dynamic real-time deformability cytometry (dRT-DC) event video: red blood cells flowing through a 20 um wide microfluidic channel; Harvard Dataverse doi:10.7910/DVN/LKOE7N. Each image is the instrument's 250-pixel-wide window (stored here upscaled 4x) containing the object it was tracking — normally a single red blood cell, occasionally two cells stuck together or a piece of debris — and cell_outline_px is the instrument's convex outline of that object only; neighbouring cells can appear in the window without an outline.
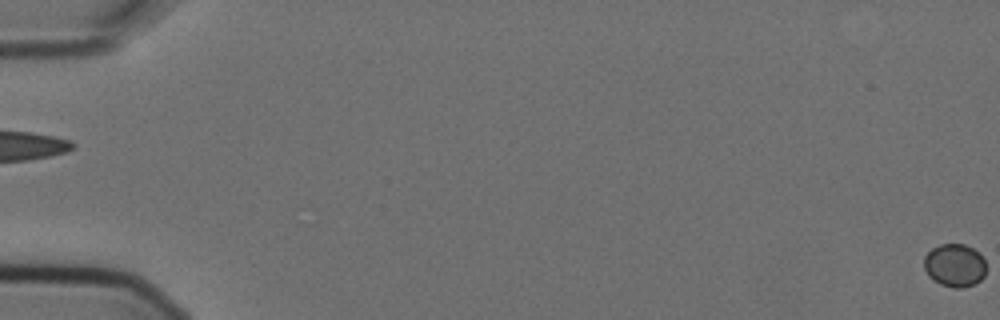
{"species": "Egyptian fruit bat (a non-hibernating species)", "species_latin": "Rousettus aegyptiacus", "temperature_condition": "cold", "stored_images_in_passage": 6, "segment_of_instrument_passage": [2, 2], "camera_frame_rate_fps": 3000, "um_per_image_px": 0.085, "animal": {"sex": "female"}, "frame": {"image": 1, "passage_image": 6, "time_ms": 1.667, "image_size_px": [1000, 320], "cell_outline_px": [[984, 276], [976, 284], [964, 288], [952, 288], [940, 284], [928, 276], [924, 268], [924, 256], [932, 248], [940, 244], [964, 244], [972, 248], [984, 260]], "centroid_in_image_um": [81.12, 22.57], "position_along_channel_um": 3.9, "area_um2": 15.55}}